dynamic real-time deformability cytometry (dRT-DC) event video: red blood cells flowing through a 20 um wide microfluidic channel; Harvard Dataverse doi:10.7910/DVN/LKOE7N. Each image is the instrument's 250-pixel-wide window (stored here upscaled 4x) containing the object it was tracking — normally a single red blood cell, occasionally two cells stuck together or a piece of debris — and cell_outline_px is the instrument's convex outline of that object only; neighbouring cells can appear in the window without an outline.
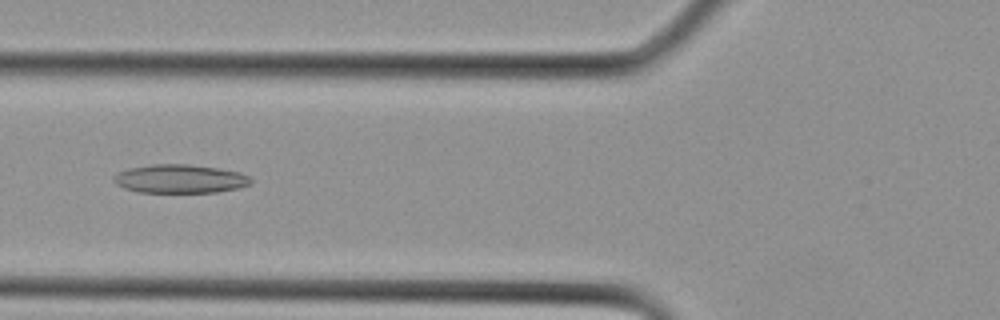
{"species": "Egyptian fruit bat (a non-hibernating species)", "species_latin": "Rousettus aegyptiacus", "temperature_condition": "cold", "stored_images_in_passage": 7, "camera_frame_rate_fps": 3000, "um_per_image_px": 0.085, "animal": {"sex": "female"}, "frame": {"image": 1, "passage_image": 4, "time_ms": 1.0, "image_size_px": [1000, 320], "cell_outline_px": [[252, 184], [240, 188], [216, 192], [140, 192], [124, 188], [116, 184], [112, 180], [112, 176], [116, 172], [128, 168], [152, 164], [188, 164], [216, 168], [240, 172], [248, 176], [252, 180]], "centroid_in_image_um": [15.27, 15.2], "position_along_channel_um": 110.5, "area_um2": 23.0}}
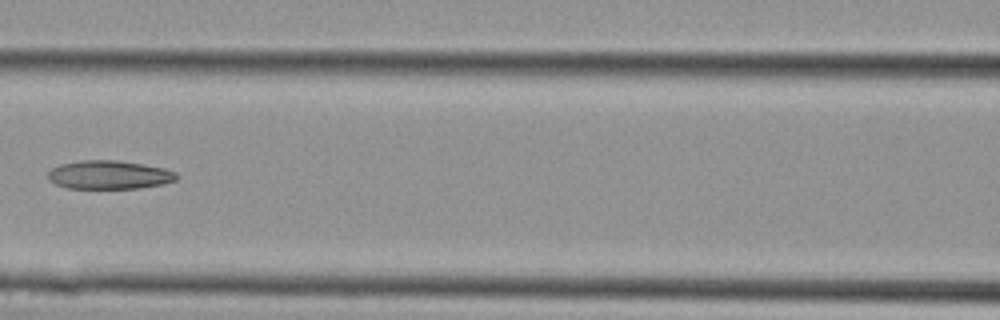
{"frame": {"image": 2, "passage_image": 6, "time_ms": 1.667, "image_size_px": [1000, 320], "cell_outline_px": [[180, 176], [176, 180], [164, 184], [140, 188], [68, 188], [56, 184], [48, 180], [48, 172], [52, 168], [60, 164], [80, 160], [116, 160], [164, 168], [176, 172]], "centroid_in_image_um": [9.29, 14.86], "position_along_channel_um": 157.3, "area_um2": 21.44}}